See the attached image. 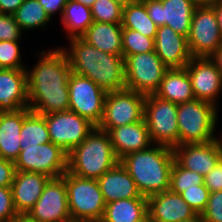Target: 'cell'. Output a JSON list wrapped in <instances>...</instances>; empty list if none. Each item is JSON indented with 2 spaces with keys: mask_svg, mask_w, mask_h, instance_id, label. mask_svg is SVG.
Returning a JSON list of instances; mask_svg holds the SVG:
<instances>
[{
  "mask_svg": "<svg viewBox=\"0 0 222 222\" xmlns=\"http://www.w3.org/2000/svg\"><path fill=\"white\" fill-rule=\"evenodd\" d=\"M51 142L69 153L95 128L89 120L67 110L44 114Z\"/></svg>",
  "mask_w": 222,
  "mask_h": 222,
  "instance_id": "4fadbf2b",
  "label": "cell"
},
{
  "mask_svg": "<svg viewBox=\"0 0 222 222\" xmlns=\"http://www.w3.org/2000/svg\"><path fill=\"white\" fill-rule=\"evenodd\" d=\"M180 195L196 214L201 215L207 207L210 192L205 184H202L191 188H185V191Z\"/></svg>",
  "mask_w": 222,
  "mask_h": 222,
  "instance_id": "d590c367",
  "label": "cell"
},
{
  "mask_svg": "<svg viewBox=\"0 0 222 222\" xmlns=\"http://www.w3.org/2000/svg\"><path fill=\"white\" fill-rule=\"evenodd\" d=\"M148 218L158 222H183L196 212L180 194L167 190L147 197Z\"/></svg>",
  "mask_w": 222,
  "mask_h": 222,
  "instance_id": "ac0fdd59",
  "label": "cell"
},
{
  "mask_svg": "<svg viewBox=\"0 0 222 222\" xmlns=\"http://www.w3.org/2000/svg\"><path fill=\"white\" fill-rule=\"evenodd\" d=\"M143 222H151V220L149 218H147L146 220H144Z\"/></svg>",
  "mask_w": 222,
  "mask_h": 222,
  "instance_id": "816d5d0a",
  "label": "cell"
},
{
  "mask_svg": "<svg viewBox=\"0 0 222 222\" xmlns=\"http://www.w3.org/2000/svg\"><path fill=\"white\" fill-rule=\"evenodd\" d=\"M174 161L173 148L157 144L119 160L135 181L139 193L145 197L170 190Z\"/></svg>",
  "mask_w": 222,
  "mask_h": 222,
  "instance_id": "3957f363",
  "label": "cell"
},
{
  "mask_svg": "<svg viewBox=\"0 0 222 222\" xmlns=\"http://www.w3.org/2000/svg\"><path fill=\"white\" fill-rule=\"evenodd\" d=\"M28 108L26 69H0V112Z\"/></svg>",
  "mask_w": 222,
  "mask_h": 222,
  "instance_id": "44dd1931",
  "label": "cell"
},
{
  "mask_svg": "<svg viewBox=\"0 0 222 222\" xmlns=\"http://www.w3.org/2000/svg\"><path fill=\"white\" fill-rule=\"evenodd\" d=\"M154 51L168 69L184 68L192 59L187 37L165 25L157 28Z\"/></svg>",
  "mask_w": 222,
  "mask_h": 222,
  "instance_id": "d6986e66",
  "label": "cell"
},
{
  "mask_svg": "<svg viewBox=\"0 0 222 222\" xmlns=\"http://www.w3.org/2000/svg\"><path fill=\"white\" fill-rule=\"evenodd\" d=\"M195 99L216 105L222 90V74L208 57H192L185 66Z\"/></svg>",
  "mask_w": 222,
  "mask_h": 222,
  "instance_id": "e0dca14e",
  "label": "cell"
},
{
  "mask_svg": "<svg viewBox=\"0 0 222 222\" xmlns=\"http://www.w3.org/2000/svg\"><path fill=\"white\" fill-rule=\"evenodd\" d=\"M154 94L176 104L195 100L192 82L185 67L168 69Z\"/></svg>",
  "mask_w": 222,
  "mask_h": 222,
  "instance_id": "d4e9b609",
  "label": "cell"
},
{
  "mask_svg": "<svg viewBox=\"0 0 222 222\" xmlns=\"http://www.w3.org/2000/svg\"><path fill=\"white\" fill-rule=\"evenodd\" d=\"M151 20L188 37L195 7L201 0H141Z\"/></svg>",
  "mask_w": 222,
  "mask_h": 222,
  "instance_id": "5bb4252c",
  "label": "cell"
},
{
  "mask_svg": "<svg viewBox=\"0 0 222 222\" xmlns=\"http://www.w3.org/2000/svg\"><path fill=\"white\" fill-rule=\"evenodd\" d=\"M183 222H205L204 218L202 217V215L197 214L195 217L189 219V220H185Z\"/></svg>",
  "mask_w": 222,
  "mask_h": 222,
  "instance_id": "c3c4849f",
  "label": "cell"
},
{
  "mask_svg": "<svg viewBox=\"0 0 222 222\" xmlns=\"http://www.w3.org/2000/svg\"><path fill=\"white\" fill-rule=\"evenodd\" d=\"M17 214L11 187H0V222H10Z\"/></svg>",
  "mask_w": 222,
  "mask_h": 222,
  "instance_id": "f35d334b",
  "label": "cell"
},
{
  "mask_svg": "<svg viewBox=\"0 0 222 222\" xmlns=\"http://www.w3.org/2000/svg\"><path fill=\"white\" fill-rule=\"evenodd\" d=\"M146 95L122 89L106 94L104 114L98 127L109 132L112 128L141 121Z\"/></svg>",
  "mask_w": 222,
  "mask_h": 222,
  "instance_id": "8fae6325",
  "label": "cell"
},
{
  "mask_svg": "<svg viewBox=\"0 0 222 222\" xmlns=\"http://www.w3.org/2000/svg\"><path fill=\"white\" fill-rule=\"evenodd\" d=\"M14 165L16 171L43 173L50 178L62 177L68 169V153L53 142L25 146Z\"/></svg>",
  "mask_w": 222,
  "mask_h": 222,
  "instance_id": "30bf717a",
  "label": "cell"
},
{
  "mask_svg": "<svg viewBox=\"0 0 222 222\" xmlns=\"http://www.w3.org/2000/svg\"><path fill=\"white\" fill-rule=\"evenodd\" d=\"M24 108L17 112H0V157L15 162L21 151L20 132Z\"/></svg>",
  "mask_w": 222,
  "mask_h": 222,
  "instance_id": "cb8c5ba5",
  "label": "cell"
},
{
  "mask_svg": "<svg viewBox=\"0 0 222 222\" xmlns=\"http://www.w3.org/2000/svg\"><path fill=\"white\" fill-rule=\"evenodd\" d=\"M39 3L43 6L47 14L52 18L53 14L57 11H60V14H63L64 7L67 0H38Z\"/></svg>",
  "mask_w": 222,
  "mask_h": 222,
  "instance_id": "b9f144b4",
  "label": "cell"
},
{
  "mask_svg": "<svg viewBox=\"0 0 222 222\" xmlns=\"http://www.w3.org/2000/svg\"><path fill=\"white\" fill-rule=\"evenodd\" d=\"M122 27L154 39L158 28L149 17L145 4L141 0L123 7Z\"/></svg>",
  "mask_w": 222,
  "mask_h": 222,
  "instance_id": "f546056e",
  "label": "cell"
},
{
  "mask_svg": "<svg viewBox=\"0 0 222 222\" xmlns=\"http://www.w3.org/2000/svg\"><path fill=\"white\" fill-rule=\"evenodd\" d=\"M213 8L216 14L217 23L222 36V0H206Z\"/></svg>",
  "mask_w": 222,
  "mask_h": 222,
  "instance_id": "ee69618b",
  "label": "cell"
},
{
  "mask_svg": "<svg viewBox=\"0 0 222 222\" xmlns=\"http://www.w3.org/2000/svg\"><path fill=\"white\" fill-rule=\"evenodd\" d=\"M22 35L13 15L0 13V41H19Z\"/></svg>",
  "mask_w": 222,
  "mask_h": 222,
  "instance_id": "8d00e7d4",
  "label": "cell"
},
{
  "mask_svg": "<svg viewBox=\"0 0 222 222\" xmlns=\"http://www.w3.org/2000/svg\"><path fill=\"white\" fill-rule=\"evenodd\" d=\"M118 162L109 133L95 126L84 141L68 153L67 171L81 178L98 179Z\"/></svg>",
  "mask_w": 222,
  "mask_h": 222,
  "instance_id": "277c9868",
  "label": "cell"
},
{
  "mask_svg": "<svg viewBox=\"0 0 222 222\" xmlns=\"http://www.w3.org/2000/svg\"><path fill=\"white\" fill-rule=\"evenodd\" d=\"M90 9L95 22L122 24L123 7L112 0H95Z\"/></svg>",
  "mask_w": 222,
  "mask_h": 222,
  "instance_id": "836d02e7",
  "label": "cell"
},
{
  "mask_svg": "<svg viewBox=\"0 0 222 222\" xmlns=\"http://www.w3.org/2000/svg\"><path fill=\"white\" fill-rule=\"evenodd\" d=\"M187 41L192 57H209L222 45L214 8L206 0H201L193 11Z\"/></svg>",
  "mask_w": 222,
  "mask_h": 222,
  "instance_id": "ba28073f",
  "label": "cell"
},
{
  "mask_svg": "<svg viewBox=\"0 0 222 222\" xmlns=\"http://www.w3.org/2000/svg\"><path fill=\"white\" fill-rule=\"evenodd\" d=\"M173 152L175 161L182 168L205 176L222 158V139L178 145L173 148Z\"/></svg>",
  "mask_w": 222,
  "mask_h": 222,
  "instance_id": "2e32d148",
  "label": "cell"
},
{
  "mask_svg": "<svg viewBox=\"0 0 222 222\" xmlns=\"http://www.w3.org/2000/svg\"><path fill=\"white\" fill-rule=\"evenodd\" d=\"M203 176L182 168L176 161H174L171 170L170 190L172 192L181 194L185 188L195 187L196 185L204 184Z\"/></svg>",
  "mask_w": 222,
  "mask_h": 222,
  "instance_id": "d6a6232c",
  "label": "cell"
},
{
  "mask_svg": "<svg viewBox=\"0 0 222 222\" xmlns=\"http://www.w3.org/2000/svg\"><path fill=\"white\" fill-rule=\"evenodd\" d=\"M122 31V24L93 21L81 38L98 50L122 55Z\"/></svg>",
  "mask_w": 222,
  "mask_h": 222,
  "instance_id": "484cf974",
  "label": "cell"
},
{
  "mask_svg": "<svg viewBox=\"0 0 222 222\" xmlns=\"http://www.w3.org/2000/svg\"><path fill=\"white\" fill-rule=\"evenodd\" d=\"M50 179L43 173L16 171L11 190L18 214H27L33 208Z\"/></svg>",
  "mask_w": 222,
  "mask_h": 222,
  "instance_id": "ffe728a7",
  "label": "cell"
},
{
  "mask_svg": "<svg viewBox=\"0 0 222 222\" xmlns=\"http://www.w3.org/2000/svg\"><path fill=\"white\" fill-rule=\"evenodd\" d=\"M217 106L195 99L177 104L179 145L208 143L214 136L217 125Z\"/></svg>",
  "mask_w": 222,
  "mask_h": 222,
  "instance_id": "5b68a950",
  "label": "cell"
},
{
  "mask_svg": "<svg viewBox=\"0 0 222 222\" xmlns=\"http://www.w3.org/2000/svg\"><path fill=\"white\" fill-rule=\"evenodd\" d=\"M69 110L98 126L104 114L106 92L88 77L71 72L68 81Z\"/></svg>",
  "mask_w": 222,
  "mask_h": 222,
  "instance_id": "7c38bea8",
  "label": "cell"
},
{
  "mask_svg": "<svg viewBox=\"0 0 222 222\" xmlns=\"http://www.w3.org/2000/svg\"><path fill=\"white\" fill-rule=\"evenodd\" d=\"M25 0H0V13L13 15Z\"/></svg>",
  "mask_w": 222,
  "mask_h": 222,
  "instance_id": "7bdbcfd3",
  "label": "cell"
},
{
  "mask_svg": "<svg viewBox=\"0 0 222 222\" xmlns=\"http://www.w3.org/2000/svg\"><path fill=\"white\" fill-rule=\"evenodd\" d=\"M64 181L70 217L100 222L106 203L97 179L81 178L67 171Z\"/></svg>",
  "mask_w": 222,
  "mask_h": 222,
  "instance_id": "8992f818",
  "label": "cell"
},
{
  "mask_svg": "<svg viewBox=\"0 0 222 222\" xmlns=\"http://www.w3.org/2000/svg\"><path fill=\"white\" fill-rule=\"evenodd\" d=\"M112 1L120 4L122 7H125L128 6L129 4L137 2L138 0H112Z\"/></svg>",
  "mask_w": 222,
  "mask_h": 222,
  "instance_id": "7dc6e473",
  "label": "cell"
},
{
  "mask_svg": "<svg viewBox=\"0 0 222 222\" xmlns=\"http://www.w3.org/2000/svg\"><path fill=\"white\" fill-rule=\"evenodd\" d=\"M203 177L204 184L210 193L222 190V158L214 168Z\"/></svg>",
  "mask_w": 222,
  "mask_h": 222,
  "instance_id": "ab89813d",
  "label": "cell"
},
{
  "mask_svg": "<svg viewBox=\"0 0 222 222\" xmlns=\"http://www.w3.org/2000/svg\"><path fill=\"white\" fill-rule=\"evenodd\" d=\"M147 218V198H129L107 203L100 222H143Z\"/></svg>",
  "mask_w": 222,
  "mask_h": 222,
  "instance_id": "4316f807",
  "label": "cell"
},
{
  "mask_svg": "<svg viewBox=\"0 0 222 222\" xmlns=\"http://www.w3.org/2000/svg\"><path fill=\"white\" fill-rule=\"evenodd\" d=\"M10 222H38L27 214H17Z\"/></svg>",
  "mask_w": 222,
  "mask_h": 222,
  "instance_id": "bcb514c9",
  "label": "cell"
},
{
  "mask_svg": "<svg viewBox=\"0 0 222 222\" xmlns=\"http://www.w3.org/2000/svg\"><path fill=\"white\" fill-rule=\"evenodd\" d=\"M154 51V38H149L129 28L122 31V56Z\"/></svg>",
  "mask_w": 222,
  "mask_h": 222,
  "instance_id": "1f68e13d",
  "label": "cell"
},
{
  "mask_svg": "<svg viewBox=\"0 0 222 222\" xmlns=\"http://www.w3.org/2000/svg\"><path fill=\"white\" fill-rule=\"evenodd\" d=\"M201 215L205 222H222V190L210 193L207 207Z\"/></svg>",
  "mask_w": 222,
  "mask_h": 222,
  "instance_id": "74e56055",
  "label": "cell"
},
{
  "mask_svg": "<svg viewBox=\"0 0 222 222\" xmlns=\"http://www.w3.org/2000/svg\"><path fill=\"white\" fill-rule=\"evenodd\" d=\"M143 118L154 144L170 148L179 145L176 103L155 94L146 95Z\"/></svg>",
  "mask_w": 222,
  "mask_h": 222,
  "instance_id": "52a82bcc",
  "label": "cell"
},
{
  "mask_svg": "<svg viewBox=\"0 0 222 222\" xmlns=\"http://www.w3.org/2000/svg\"><path fill=\"white\" fill-rule=\"evenodd\" d=\"M13 16L22 31L44 29L51 19L38 0H25Z\"/></svg>",
  "mask_w": 222,
  "mask_h": 222,
  "instance_id": "4dcf8cb0",
  "label": "cell"
},
{
  "mask_svg": "<svg viewBox=\"0 0 222 222\" xmlns=\"http://www.w3.org/2000/svg\"><path fill=\"white\" fill-rule=\"evenodd\" d=\"M21 149L51 142L44 115L24 108V121L20 132Z\"/></svg>",
  "mask_w": 222,
  "mask_h": 222,
  "instance_id": "f1b7e54d",
  "label": "cell"
},
{
  "mask_svg": "<svg viewBox=\"0 0 222 222\" xmlns=\"http://www.w3.org/2000/svg\"><path fill=\"white\" fill-rule=\"evenodd\" d=\"M28 214L38 222H63L70 218L64 175L48 181Z\"/></svg>",
  "mask_w": 222,
  "mask_h": 222,
  "instance_id": "9a60e30c",
  "label": "cell"
},
{
  "mask_svg": "<svg viewBox=\"0 0 222 222\" xmlns=\"http://www.w3.org/2000/svg\"><path fill=\"white\" fill-rule=\"evenodd\" d=\"M15 173L14 162L0 157V187H11Z\"/></svg>",
  "mask_w": 222,
  "mask_h": 222,
  "instance_id": "60d3db41",
  "label": "cell"
},
{
  "mask_svg": "<svg viewBox=\"0 0 222 222\" xmlns=\"http://www.w3.org/2000/svg\"><path fill=\"white\" fill-rule=\"evenodd\" d=\"M79 3H82L85 6L91 7L95 0H73Z\"/></svg>",
  "mask_w": 222,
  "mask_h": 222,
  "instance_id": "f907efd6",
  "label": "cell"
},
{
  "mask_svg": "<svg viewBox=\"0 0 222 222\" xmlns=\"http://www.w3.org/2000/svg\"><path fill=\"white\" fill-rule=\"evenodd\" d=\"M69 40L70 48L63 50L72 73L88 77L106 93L126 88L125 59L122 55L98 50L81 37Z\"/></svg>",
  "mask_w": 222,
  "mask_h": 222,
  "instance_id": "7a4b0ae2",
  "label": "cell"
},
{
  "mask_svg": "<svg viewBox=\"0 0 222 222\" xmlns=\"http://www.w3.org/2000/svg\"><path fill=\"white\" fill-rule=\"evenodd\" d=\"M108 133L118 160L127 154L147 149L153 145L144 118L138 122L112 128Z\"/></svg>",
  "mask_w": 222,
  "mask_h": 222,
  "instance_id": "7402d4cb",
  "label": "cell"
},
{
  "mask_svg": "<svg viewBox=\"0 0 222 222\" xmlns=\"http://www.w3.org/2000/svg\"><path fill=\"white\" fill-rule=\"evenodd\" d=\"M33 69H26L28 108L38 114L69 110L70 62L63 48L42 51Z\"/></svg>",
  "mask_w": 222,
  "mask_h": 222,
  "instance_id": "6da1fadb",
  "label": "cell"
},
{
  "mask_svg": "<svg viewBox=\"0 0 222 222\" xmlns=\"http://www.w3.org/2000/svg\"><path fill=\"white\" fill-rule=\"evenodd\" d=\"M167 70L155 51L129 55L125 58L126 89L154 94Z\"/></svg>",
  "mask_w": 222,
  "mask_h": 222,
  "instance_id": "9c48e42d",
  "label": "cell"
},
{
  "mask_svg": "<svg viewBox=\"0 0 222 222\" xmlns=\"http://www.w3.org/2000/svg\"><path fill=\"white\" fill-rule=\"evenodd\" d=\"M20 52L19 41H0V69H27Z\"/></svg>",
  "mask_w": 222,
  "mask_h": 222,
  "instance_id": "e575fe53",
  "label": "cell"
},
{
  "mask_svg": "<svg viewBox=\"0 0 222 222\" xmlns=\"http://www.w3.org/2000/svg\"><path fill=\"white\" fill-rule=\"evenodd\" d=\"M63 222H94L88 219H78V218H69L67 220H64Z\"/></svg>",
  "mask_w": 222,
  "mask_h": 222,
  "instance_id": "681fc988",
  "label": "cell"
},
{
  "mask_svg": "<svg viewBox=\"0 0 222 222\" xmlns=\"http://www.w3.org/2000/svg\"><path fill=\"white\" fill-rule=\"evenodd\" d=\"M97 181L106 204L119 199L147 198L139 193L135 181L120 162Z\"/></svg>",
  "mask_w": 222,
  "mask_h": 222,
  "instance_id": "603a6c76",
  "label": "cell"
},
{
  "mask_svg": "<svg viewBox=\"0 0 222 222\" xmlns=\"http://www.w3.org/2000/svg\"><path fill=\"white\" fill-rule=\"evenodd\" d=\"M61 17L68 39L81 37L93 23L90 7L73 0H67Z\"/></svg>",
  "mask_w": 222,
  "mask_h": 222,
  "instance_id": "83f0119b",
  "label": "cell"
},
{
  "mask_svg": "<svg viewBox=\"0 0 222 222\" xmlns=\"http://www.w3.org/2000/svg\"><path fill=\"white\" fill-rule=\"evenodd\" d=\"M222 74V45L208 57Z\"/></svg>",
  "mask_w": 222,
  "mask_h": 222,
  "instance_id": "f6af8a7d",
  "label": "cell"
}]
</instances>
